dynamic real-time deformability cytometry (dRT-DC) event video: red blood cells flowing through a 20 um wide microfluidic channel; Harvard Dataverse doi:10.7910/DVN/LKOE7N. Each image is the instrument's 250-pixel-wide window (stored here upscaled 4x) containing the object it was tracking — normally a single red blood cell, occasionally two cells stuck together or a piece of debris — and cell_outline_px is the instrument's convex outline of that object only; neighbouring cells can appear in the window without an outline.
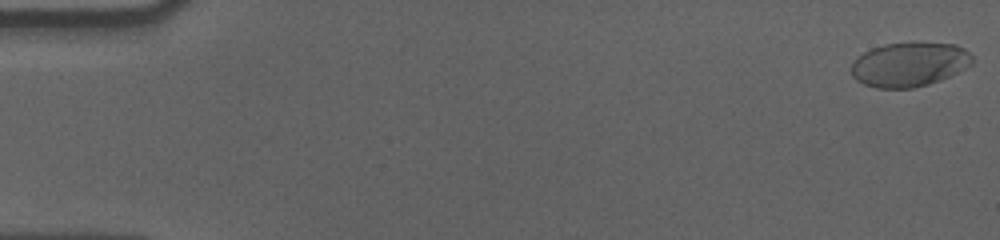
{"species": "human", "species_latin": "Homo sapiens", "temperature_condition": "cold", "stored_images_in_passage": 58, "camera_frame_rate_fps": 3000, "um_per_image_px": 0.085, "donor": {"sex": "male"}, "frame": {"image": 1, "passage_image": 1, "time_ms": 0.0, "image_size_px": [1000, 240], "cell_outline_px": [[972, 64], [940, 80], [928, 84], [912, 88], [876, 88], [864, 84], [856, 80], [852, 76], [852, 64], [856, 56], [872, 48], [884, 44], [956, 44], [964, 48], [972, 56]], "centroid_in_image_um": [77.25, 5.49], "position_along_channel_um": 7.7, "area_um2": 30.75}}
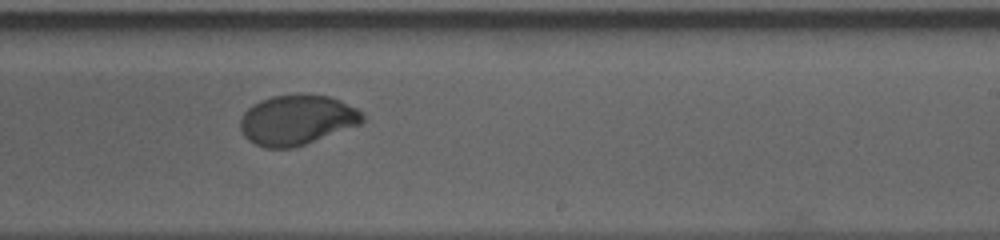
{"frame": {"image": 2, "passage_image": 36, "time_ms": 11.667, "image_size_px": [1000, 240], "cell_outline_px": [[364, 120], [360, 124], [304, 144], [292, 148], [264, 148], [248, 140], [240, 132], [240, 120], [244, 112], [252, 104], [260, 100], [272, 96], [328, 96], [340, 100], [356, 108], [364, 116]], "centroid_in_image_um": [25.19, 10.22], "position_along_channel_um": 263.8, "area_um2": 35.03}}
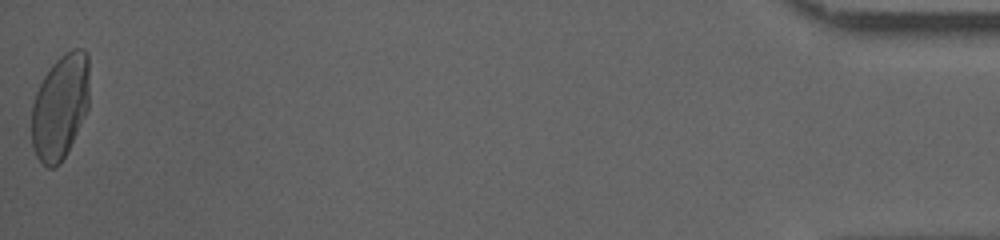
{"frame": {"image": 3, "passage_image": 58, "time_ms": 19.0, "image_size_px": [1000, 240], "cell_outline_px": [[88, 108], [60, 164], [52, 168], [48, 168], [36, 156], [32, 148], [32, 104], [36, 92], [44, 76], [52, 64], [64, 52], [72, 48], [84, 48], [88, 52]], "centroid_in_image_um": [5.1, 9.03], "position_along_channel_um": 430.1, "area_um2": 35.14}, "authors_computed_cell_mechanics": {"area_um2": 34.7956, "velocity_mm_per_s": 3.5477, "shape_relaxation_time_tau1_ms": 4.509, "shape_relaxation_time_tau2_ms": null, "deformation_change_tau1": 0.1744, "deformation_change_tau2": null}}